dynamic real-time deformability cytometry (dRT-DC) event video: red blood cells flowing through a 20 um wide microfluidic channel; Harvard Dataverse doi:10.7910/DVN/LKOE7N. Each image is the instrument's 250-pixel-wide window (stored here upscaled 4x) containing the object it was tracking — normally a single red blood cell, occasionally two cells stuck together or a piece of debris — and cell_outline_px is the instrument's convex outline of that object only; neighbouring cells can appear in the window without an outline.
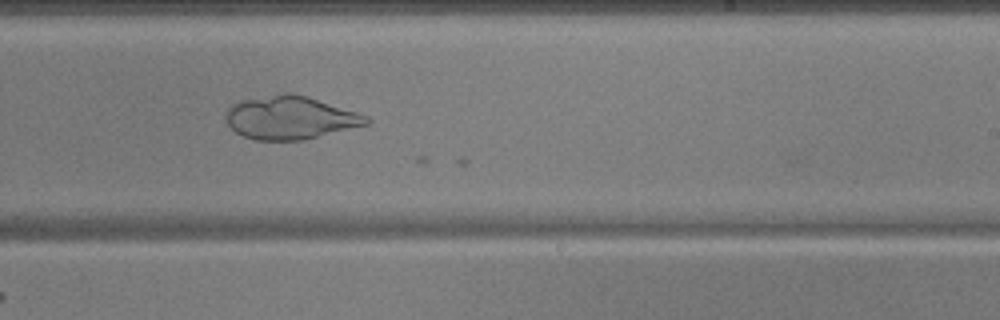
{"species": "common noctule bat (a hibernating species)", "species_latin": "Nyctalus noctula", "temperature_condition": "warm", "stored_images_in_passage": 26, "camera_frame_rate_fps": 3000, "um_per_image_px": 0.085, "animal": {"sex": "male", "body_mass_g": 17.9, "forearm_length_mm": 54.2}, "frame": {"image": 1, "passage_image": 25, "time_ms": 8.0, "image_size_px": [1000, 320], "cell_outline_px": [[372, 120], [368, 124], [304, 140], [252, 140], [236, 132], [228, 124], [224, 116], [228, 108], [232, 104], [244, 100], [284, 92], [288, 92], [308, 96], [368, 116]], "centroid_in_image_um": [24.66, 10.0], "position_along_channel_um": 264.3, "area_um2": 35.26}}